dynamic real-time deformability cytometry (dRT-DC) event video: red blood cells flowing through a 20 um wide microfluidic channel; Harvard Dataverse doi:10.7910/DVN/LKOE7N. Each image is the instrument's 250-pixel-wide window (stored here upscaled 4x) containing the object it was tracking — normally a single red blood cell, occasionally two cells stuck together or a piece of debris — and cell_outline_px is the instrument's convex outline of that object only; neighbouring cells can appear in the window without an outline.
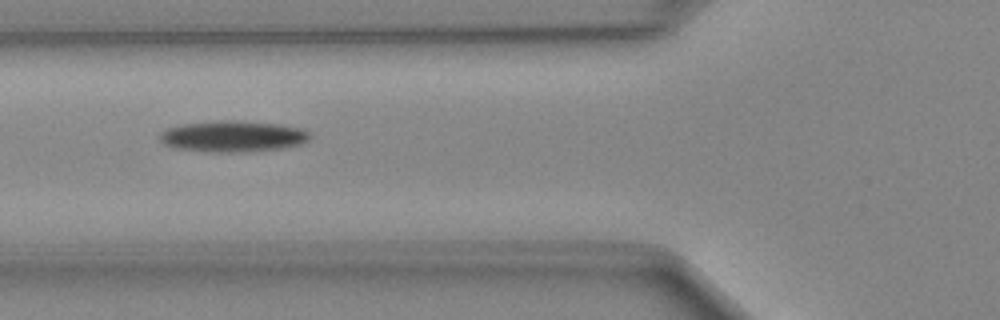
{"species": "Egyptian fruit bat (a non-hibernating species)", "species_latin": "Rousettus aegyptiacus", "temperature_condition": "cold", "stored_images_in_passage": 48, "camera_frame_rate_fps": 3000, "um_per_image_px": 0.085, "animal": {"sex": "female"}, "frame": {"image": 1, "passage_image": 17, "time_ms": 5.333, "image_size_px": [1000, 320], "cell_outline_px": [[312, 136], [308, 140], [300, 144], [280, 148], [244, 152], [212, 152], [172, 148], [164, 144], [156, 136], [164, 128], [184, 124], [220, 120], [232, 120], [280, 124], [300, 128], [308, 132]], "centroid_in_image_um": [19.73, 11.59], "position_along_channel_um": 106.1, "area_um2": 27.46}}
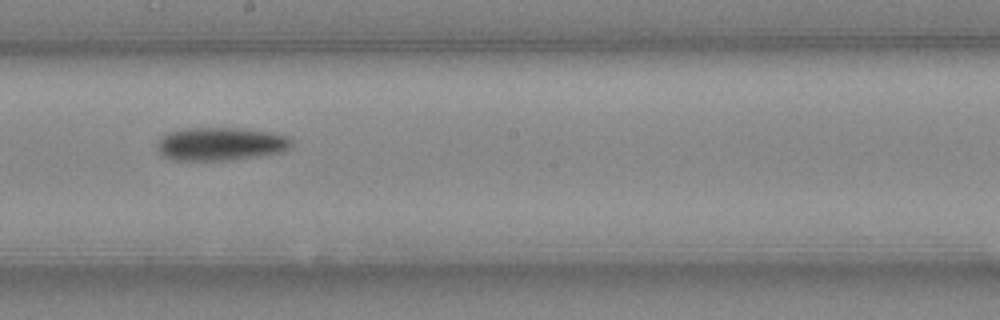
{"frame": {"image": 2, "passage_image": 26, "time_ms": 8.333, "image_size_px": [1000, 320], "cell_outline_px": [[292, 144], [284, 152], [260, 156], [232, 160], [176, 160], [164, 156], [160, 152], [156, 144], [168, 132], [188, 128], [244, 128], [272, 132], [288, 136], [292, 140]], "centroid_in_image_um": [18.82, 12.23], "position_along_channel_um": 229.4, "area_um2": 26.07}}
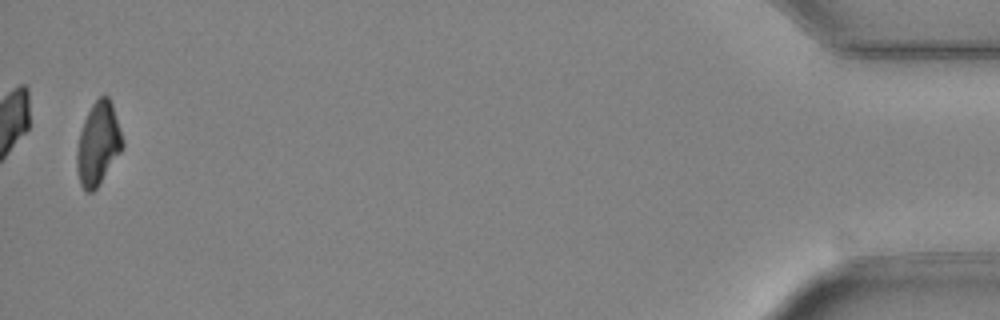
{"frame": {"image": 3, "passage_image": 47, "time_ms": 15.333, "image_size_px": [1000, 320], "cell_outline_px": [[124, 144], [120, 152], [96, 188], [92, 192], [84, 192], [80, 184], [76, 168], [76, 152], [80, 132], [84, 120], [92, 104], [100, 96], [108, 96], [112, 104], [124, 140]], "centroid_in_image_um": [8.32, 12.23], "position_along_channel_um": 426.9, "area_um2": 21.85}}